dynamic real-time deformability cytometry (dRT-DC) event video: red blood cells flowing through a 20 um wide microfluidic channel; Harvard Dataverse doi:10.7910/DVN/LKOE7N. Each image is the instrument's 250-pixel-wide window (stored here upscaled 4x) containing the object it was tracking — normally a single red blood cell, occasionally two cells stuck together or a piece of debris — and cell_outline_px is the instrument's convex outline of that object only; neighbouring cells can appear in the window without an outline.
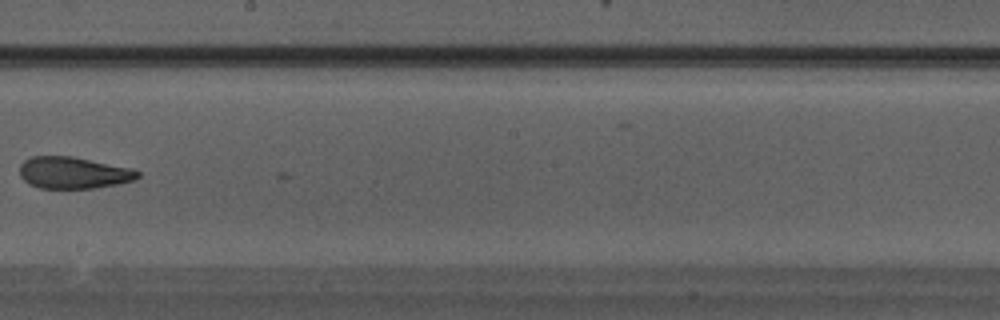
{"species": "Egyptian fruit bat (a non-hibernating species)", "species_latin": "Rousettus aegyptiacus", "temperature_condition": "warm", "stored_images_in_passage": 21, "camera_frame_rate_fps": 3000, "um_per_image_px": 0.085, "animal": {"sex": "male"}, "frame": {"image": 1, "passage_image": 18, "time_ms": 5.667, "image_size_px": [1000, 320], "cell_outline_px": [[140, 176], [132, 180], [116, 184], [96, 188], [40, 188], [28, 184], [20, 176], [20, 164], [24, 160], [32, 156], [72, 156], [132, 168], [140, 172]], "centroid_in_image_um": [6.22, 14.68], "position_along_channel_um": 242.0, "area_um2": 21.85}}
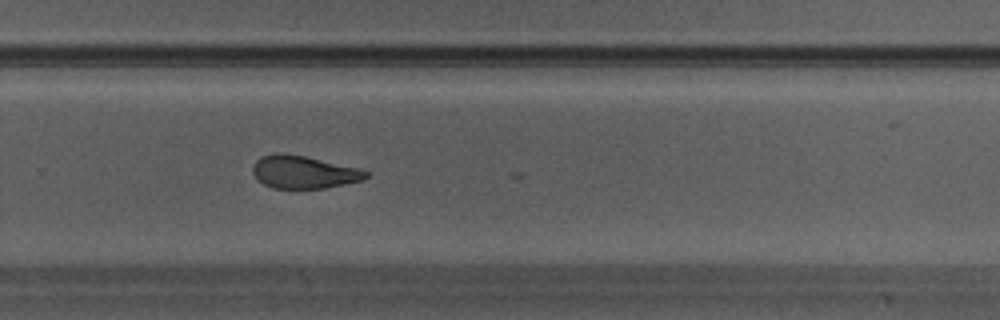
{"frame": {"image": 2, "passage_image": 21, "time_ms": 6.667, "image_size_px": [1000, 320], "cell_outline_px": [[368, 176], [364, 180], [324, 188], [272, 188], [256, 180], [252, 172], [252, 168], [256, 160], [260, 156], [276, 152], [280, 152], [304, 156], [360, 168], [368, 172]], "centroid_in_image_um": [25.78, 14.62], "position_along_channel_um": 304.0, "area_um2": 21.73}}